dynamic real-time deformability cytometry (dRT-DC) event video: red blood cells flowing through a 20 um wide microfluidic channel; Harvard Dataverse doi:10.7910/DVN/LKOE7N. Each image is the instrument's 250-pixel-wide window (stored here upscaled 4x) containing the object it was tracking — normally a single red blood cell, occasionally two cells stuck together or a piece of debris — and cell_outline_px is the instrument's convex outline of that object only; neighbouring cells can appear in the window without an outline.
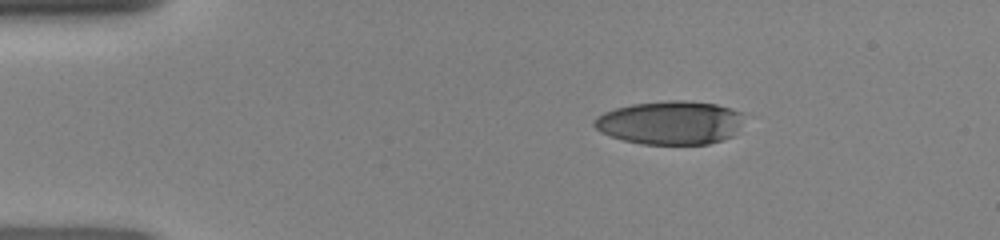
{"species": "human", "species_latin": "Homo sapiens", "temperature_condition": "room temperature", "stored_images_in_passage": 41, "camera_frame_rate_fps": 3000, "um_per_image_px": 0.085, "donor": {"sex": "female"}, "frame": {"image": 1, "passage_image": 1, "time_ms": 0.0, "image_size_px": [1000, 240], "cell_outline_px": [[744, 112], [740, 124], [732, 136], [708, 144], [640, 144], [624, 140], [600, 132], [592, 124], [592, 120], [596, 116], [604, 112], [616, 108], [632, 104], [668, 100], [684, 100], [716, 104]], "centroid_in_image_um": [56.94, 10.42], "position_along_channel_um": 28.1, "area_um2": 38.03}}
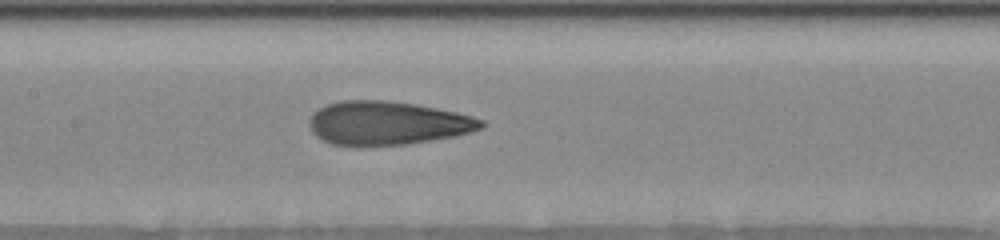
{"frame": {"image": 2, "passage_image": 16, "time_ms": 5.0, "image_size_px": [1000, 240], "cell_outline_px": [[488, 124], [484, 128], [452, 136], [408, 144], [360, 148], [356, 148], [332, 144], [316, 136], [312, 132], [308, 124], [312, 116], [320, 108], [328, 104], [340, 100], [384, 100], [416, 104], [456, 112], [472, 116], [484, 120]], "centroid_in_image_um": [32.92, 10.49], "position_along_channel_um": 174.5, "area_um2": 44.22}}
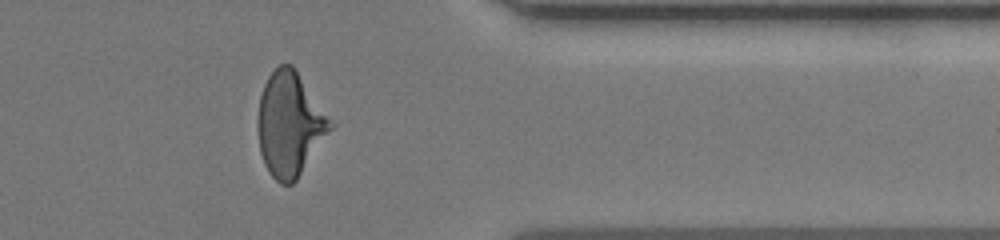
{"frame": {"image": 3, "passage_image": 32, "time_ms": 10.333, "image_size_px": [1000, 240], "cell_outline_px": [[336, 124], [296, 180], [292, 184], [280, 184], [268, 172], [264, 164], [260, 152], [256, 128], [256, 120], [260, 96], [264, 84], [268, 76], [280, 64], [292, 64], [296, 68]], "centroid_in_image_um": [24.63, 10.54], "position_along_channel_um": 386.8, "area_um2": 44.74}}